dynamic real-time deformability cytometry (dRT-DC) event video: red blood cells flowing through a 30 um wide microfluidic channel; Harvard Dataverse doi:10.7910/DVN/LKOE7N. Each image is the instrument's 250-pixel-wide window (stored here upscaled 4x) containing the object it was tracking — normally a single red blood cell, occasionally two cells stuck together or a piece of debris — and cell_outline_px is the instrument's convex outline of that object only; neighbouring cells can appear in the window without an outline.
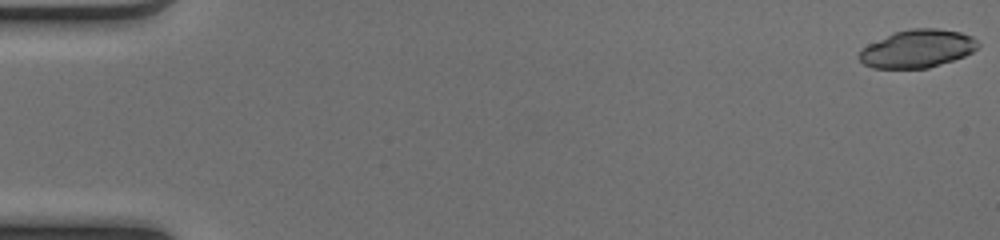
{"species": "common noctule bat (a hibernating species)", "species_latin": "Nyctalus noctula", "temperature_condition": "cold", "stored_images_in_passage": 51, "camera_frame_rate_fps": 3000, "um_per_image_px": 0.085, "animal": {"sex": "female", "body_mass_g": 17.0, "forearm_length_mm": 48.0}, "frame": {"image": 1, "passage_image": 1, "time_ms": 0.0, "image_size_px": [1000, 240], "cell_outline_px": [[980, 44], [972, 52], [964, 56], [928, 68], [872, 68], [864, 64], [860, 60], [860, 52], [868, 44], [896, 32], [912, 28], [936, 28], [960, 32], [972, 36]], "centroid_in_image_um": [78.0, 4.14], "position_along_channel_um": 7.0, "area_um2": 25.89}}